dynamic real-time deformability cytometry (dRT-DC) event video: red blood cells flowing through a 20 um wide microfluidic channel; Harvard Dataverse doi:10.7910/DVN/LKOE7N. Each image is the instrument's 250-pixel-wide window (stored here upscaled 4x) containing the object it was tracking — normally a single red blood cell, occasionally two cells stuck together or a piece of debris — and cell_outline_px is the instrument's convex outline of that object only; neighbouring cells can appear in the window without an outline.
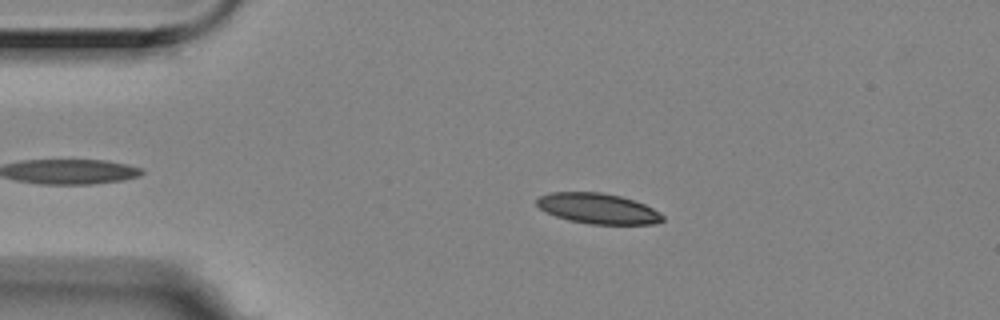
{"species": "Egyptian fruit bat (a non-hibernating species)", "species_latin": "Rousettus aegyptiacus", "temperature_condition": "room temperature", "stored_images_in_passage": 9, "camera_frame_rate_fps": 3000, "um_per_image_px": 0.085, "animal": {"sex": "female"}, "frame": {"image": 1, "passage_image": 2, "time_ms": 0.333, "image_size_px": [1000, 320], "cell_outline_px": [[664, 220], [656, 224], [592, 224], [568, 220], [556, 216], [540, 208], [536, 204], [536, 200], [540, 196], [552, 192], [600, 192], [620, 196], [644, 204], [660, 212], [664, 216]], "centroid_in_image_um": [50.85, 17.73], "position_along_channel_um": 34.2, "area_um2": 22.2}}
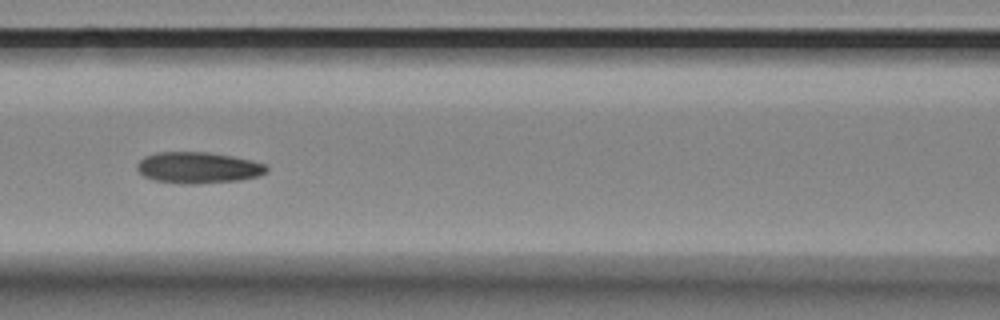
{"frame": {"image": 2, "passage_image": 5, "time_ms": 1.333, "image_size_px": [1000, 320], "cell_outline_px": [[268, 172], [256, 176], [240, 180], [200, 184], [180, 184], [156, 180], [144, 176], [136, 168], [136, 164], [144, 156], [160, 152], [208, 152], [232, 156], [264, 164], [268, 168]], "centroid_in_image_um": [16.82, 14.26], "position_along_channel_um": 149.8, "area_um2": 23.52}}
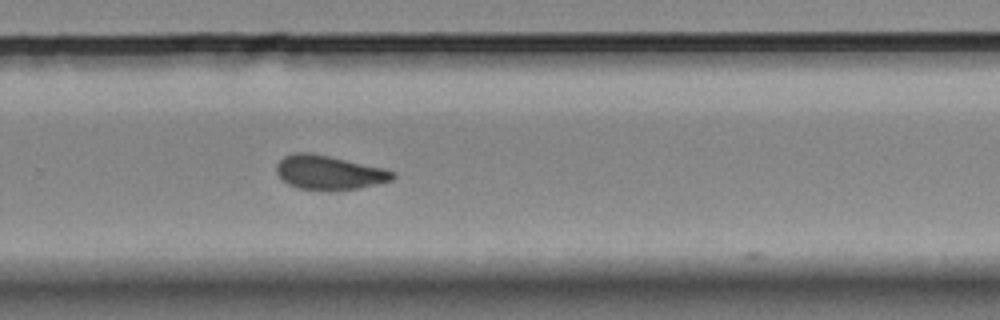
{"frame": {"image": 3, "passage_image": 9, "time_ms": 2.667, "image_size_px": [1000, 320], "cell_outline_px": [[396, 176], [392, 180], [376, 184], [356, 188], [332, 192], [328, 192], [296, 188], [288, 184], [276, 172], [276, 164], [284, 156], [292, 152], [312, 152], [384, 168], [392, 172]], "centroid_in_image_um": [27.93, 14.67], "position_along_channel_um": 301.9, "area_um2": 23.47}}